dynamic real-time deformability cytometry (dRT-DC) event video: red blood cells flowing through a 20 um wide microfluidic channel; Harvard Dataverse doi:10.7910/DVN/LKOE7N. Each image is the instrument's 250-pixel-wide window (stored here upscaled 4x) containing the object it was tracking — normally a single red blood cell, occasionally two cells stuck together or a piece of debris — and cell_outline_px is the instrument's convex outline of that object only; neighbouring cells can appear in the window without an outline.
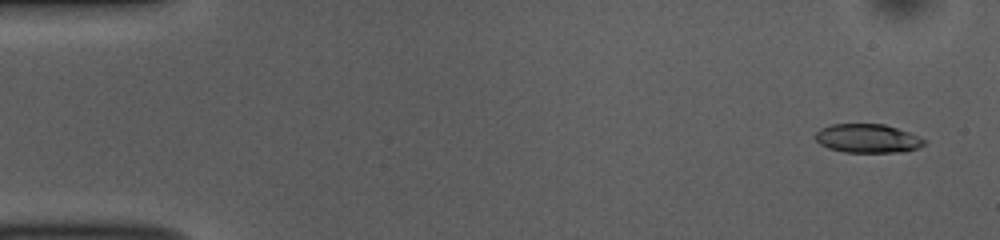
{"species": "common noctule bat (a hibernating species)", "species_latin": "Nyctalus noctula", "temperature_condition": "room temperature", "stored_images_in_passage": 53, "camera_frame_rate_fps": 3000, "um_per_image_px": 0.085, "animal": {"sex": "female", "body_mass_g": 10.0, "forearm_length_mm": 53.1}, "frame": {"image": 1, "passage_image": 3, "time_ms": 0.667, "image_size_px": [1000, 240], "cell_outline_px": [[928, 140], [924, 144], [916, 148], [904, 152], [844, 152], [828, 148], [820, 144], [812, 136], [820, 128], [832, 124], [884, 124], [908, 132]], "centroid_in_image_um": [73.71, 11.76], "position_along_channel_um": 11.3, "area_um2": 18.32}}
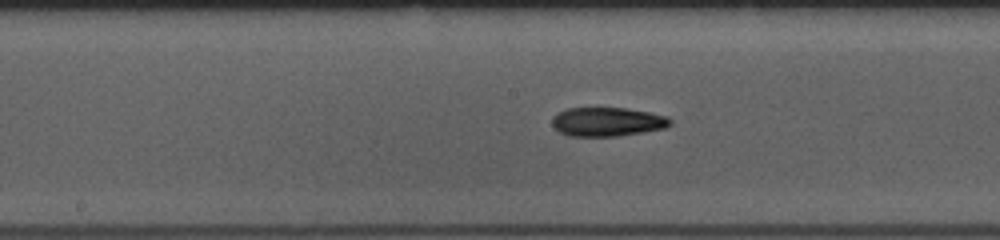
{"frame": {"image": 2, "passage_image": 27, "time_ms": 8.667, "image_size_px": [1000, 240], "cell_outline_px": [[672, 124], [664, 128], [644, 132], [616, 136], [568, 136], [560, 132], [552, 124], [552, 116], [556, 112], [568, 108], [628, 108], [668, 116], [672, 120]], "centroid_in_image_um": [51.62, 10.35], "position_along_channel_um": 196.6, "area_um2": 20.06}}
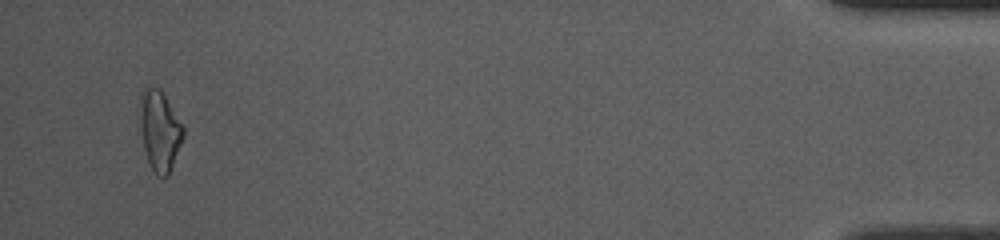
{"frame": {"image": 3, "passage_image": 51, "time_ms": 16.667, "image_size_px": [1000, 240], "cell_outline_px": [[184, 136], [168, 176], [160, 176], [152, 168], [148, 160], [144, 148], [140, 132], [140, 96], [144, 88], [160, 88], [184, 124]], "centroid_in_image_um": [13.59, 11.07], "position_along_channel_um": 421.6, "area_um2": 20.17}, "authors_computed_cell_mechanics": {"area_um2": 19.1896, "velocity_mm_per_s": 3.793, "shape_relaxation_time_tau1_ms": 7.3219, "shape_relaxation_time_tau2_ms": 5.7668, "deformation_change_tau1": 0.2044, "deformation_change_tau2": 0.1654}}